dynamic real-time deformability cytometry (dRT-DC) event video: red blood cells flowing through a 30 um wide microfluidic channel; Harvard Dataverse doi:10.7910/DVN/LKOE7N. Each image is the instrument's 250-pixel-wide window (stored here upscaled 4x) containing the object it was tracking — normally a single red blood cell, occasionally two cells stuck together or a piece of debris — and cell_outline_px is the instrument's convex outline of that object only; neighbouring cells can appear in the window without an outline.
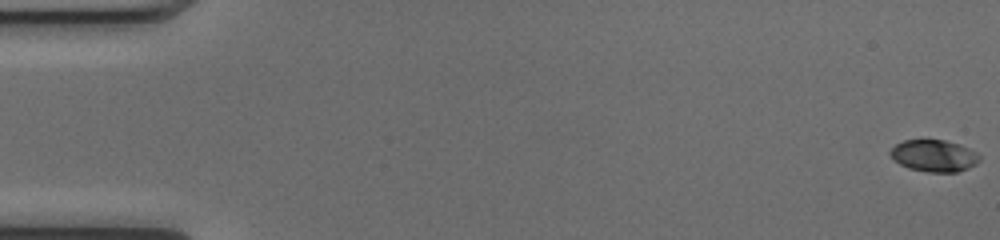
{"species": "common noctule bat (a hibernating species)", "species_latin": "Nyctalus noctula", "temperature_condition": "cold", "stored_images_in_passage": 52, "camera_frame_rate_fps": 3000, "um_per_image_px": 0.085, "animal": {"sex": "female", "body_mass_g": 17.0, "forearm_length_mm": 48.0}, "frame": {"image": 1, "passage_image": 1, "time_ms": 0.0, "image_size_px": [1000, 240], "cell_outline_px": [[980, 160], [976, 164], [968, 168], [956, 172], [928, 172], [908, 168], [900, 164], [888, 152], [896, 144], [904, 140], [944, 140], [960, 144], [976, 152], [980, 156]], "centroid_in_image_um": [79.41, 13.24], "position_along_channel_um": 5.6, "area_um2": 16.47}}
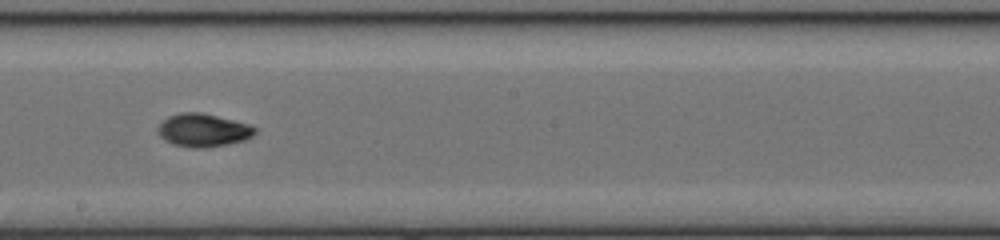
{"frame": {"image": 2, "passage_image": 30, "time_ms": 9.667, "image_size_px": [1000, 240], "cell_outline_px": [[256, 132], [252, 136], [244, 140], [228, 144], [204, 148], [192, 148], [172, 144], [164, 140], [160, 136], [156, 128], [168, 116], [180, 112], [200, 112], [248, 124], [256, 128]], "centroid_in_image_um": [17.24, 11.07], "position_along_channel_um": 231.0, "area_um2": 18.67}}
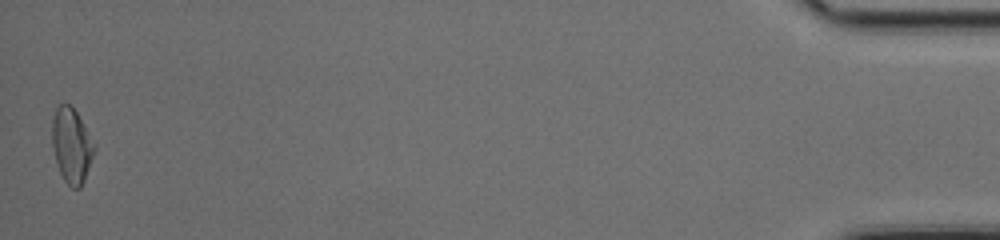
{"frame": {"image": 3, "passage_image": 52, "time_ms": 17.0, "image_size_px": [1000, 240], "cell_outline_px": [[96, 148], [84, 180], [80, 188], [72, 188], [64, 180], [60, 172], [56, 160], [52, 144], [52, 120], [56, 108], [60, 104], [68, 104], [76, 112], [96, 144]], "centroid_in_image_um": [6.09, 12.37], "position_along_channel_um": 429.1, "area_um2": 18.21}, "authors_computed_cell_mechanics": {"area_um2": 17.6001, "velocity_mm_per_s": 4.0461, "shape_relaxation_time_tau1_ms": 3.9654, "shape_relaxation_time_tau2_ms": 4.3353, "deformation_change_tau1": 0.1451, "deformation_change_tau2": 0.0787}}